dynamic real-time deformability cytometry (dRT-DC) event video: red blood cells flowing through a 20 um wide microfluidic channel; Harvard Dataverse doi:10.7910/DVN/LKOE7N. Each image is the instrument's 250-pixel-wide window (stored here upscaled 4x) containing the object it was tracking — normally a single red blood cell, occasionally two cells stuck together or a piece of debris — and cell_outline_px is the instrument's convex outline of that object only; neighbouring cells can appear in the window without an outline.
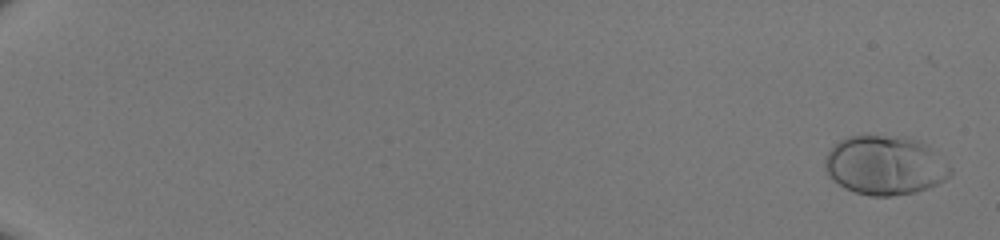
{"species": "human", "species_latin": "Homo sapiens", "temperature_condition": "room temperature", "stored_images_in_passage": 51, "camera_frame_rate_fps": 3000, "um_per_image_px": 0.085, "donor": {"sex": "male"}, "frame": {"image": 1, "passage_image": 2, "time_ms": 0.333, "image_size_px": [1000, 240], "cell_outline_px": [[952, 172], [944, 180], [928, 188], [916, 192], [892, 196], [872, 196], [856, 192], [844, 188], [832, 180], [828, 176], [824, 168], [824, 156], [840, 140], [848, 136], [908, 136], [924, 144], [952, 168]], "centroid_in_image_um": [75.18, 14.06], "position_along_channel_um": 9.8, "area_um2": 43.06}}
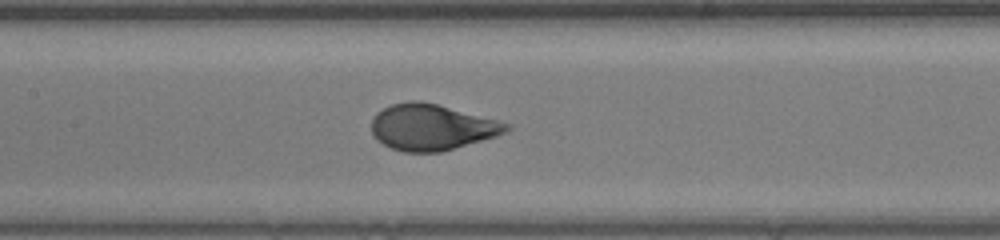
{"frame": {"image": 2, "passage_image": 29, "time_ms": 9.333, "image_size_px": [1000, 240], "cell_outline_px": [[512, 128], [508, 132], [496, 136], [440, 152], [404, 152], [392, 148], [376, 140], [372, 132], [372, 116], [376, 112], [388, 104], [408, 100], [420, 100], [436, 104], [512, 124]], "centroid_in_image_um": [36.66, 10.8], "position_along_channel_um": 170.7, "area_um2": 36.3}}
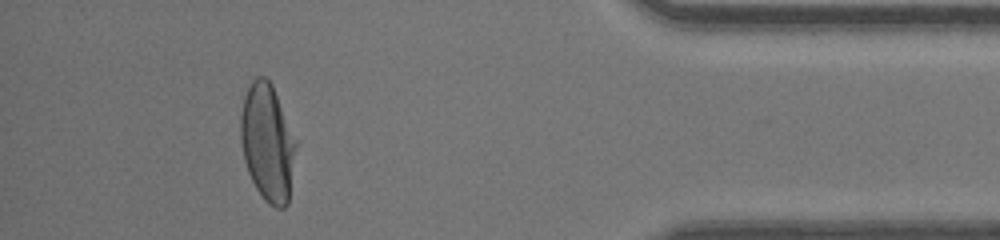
{"frame": {"image": 3, "passage_image": 48, "time_ms": 15.667, "image_size_px": [1000, 240], "cell_outline_px": [[296, 148], [288, 204], [284, 208], [276, 208], [268, 204], [264, 200], [256, 188], [248, 172], [244, 160], [240, 140], [240, 116], [244, 96], [252, 80], [256, 76], [264, 76], [272, 84], [296, 140]], "centroid_in_image_um": [22.72, 12.13], "position_along_channel_um": 412.5, "area_um2": 37.8}}